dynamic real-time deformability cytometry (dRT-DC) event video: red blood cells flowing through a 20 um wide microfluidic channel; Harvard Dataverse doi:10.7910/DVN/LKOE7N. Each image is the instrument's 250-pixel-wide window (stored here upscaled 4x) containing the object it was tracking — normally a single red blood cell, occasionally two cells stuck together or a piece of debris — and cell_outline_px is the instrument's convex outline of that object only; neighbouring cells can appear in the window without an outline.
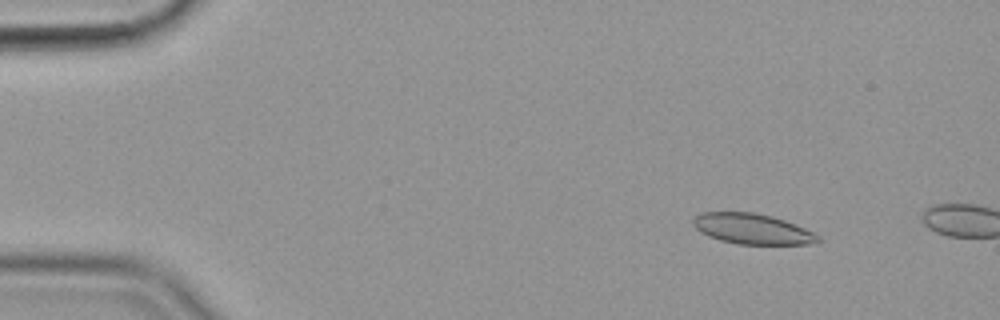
{"species": "common noctule bat (a hibernating species)", "species_latin": "Nyctalus noctula", "temperature_condition": "cold", "stored_images_in_passage": 5, "camera_frame_rate_fps": 3000, "um_per_image_px": 0.085, "animal": {"sex": "female", "body_mass_g": 19.9}, "frame": {"image": 1, "passage_image": 2, "time_ms": 0.333, "image_size_px": [1000, 320], "cell_outline_px": [[820, 240], [816, 244], [736, 244], [720, 240], [708, 236], [700, 232], [692, 224], [692, 220], [700, 212], [752, 212], [772, 216], [784, 220], [804, 228], [820, 236]], "centroid_in_image_um": [63.93, 19.46], "position_along_channel_um": 21.1, "area_um2": 22.2}}